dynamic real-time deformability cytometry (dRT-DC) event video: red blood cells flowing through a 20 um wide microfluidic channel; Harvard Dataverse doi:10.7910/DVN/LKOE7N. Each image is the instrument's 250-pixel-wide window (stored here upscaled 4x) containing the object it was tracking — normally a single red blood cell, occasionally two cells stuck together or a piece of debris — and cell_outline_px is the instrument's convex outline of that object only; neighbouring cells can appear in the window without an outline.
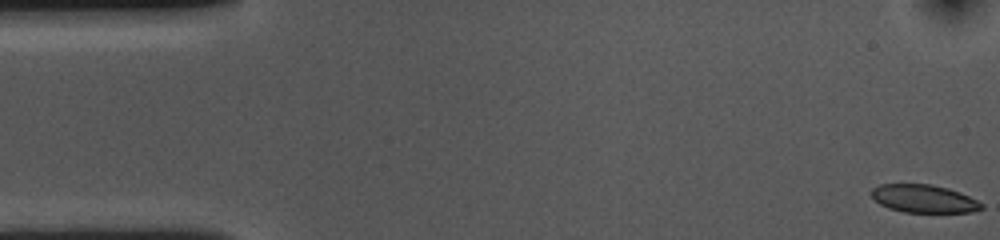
{"species": "common noctule bat (a hibernating species)", "species_latin": "Nyctalus noctula", "temperature_condition": "cold", "stored_images_in_passage": 55, "camera_frame_rate_fps": 3000, "um_per_image_px": 0.085, "animal": {"sex": "female", "body_mass_g": 10.0, "forearm_length_mm": 53.1}, "frame": {"image": 1, "passage_image": 1, "time_ms": 0.0, "image_size_px": [1000, 240], "cell_outline_px": [[984, 208], [972, 212], [904, 212], [888, 208], [880, 204], [872, 196], [872, 188], [880, 184], [932, 184], [948, 188], [960, 192], [984, 204]], "centroid_in_image_um": [78.54, 16.89], "position_along_channel_um": 6.5, "area_um2": 17.92}}
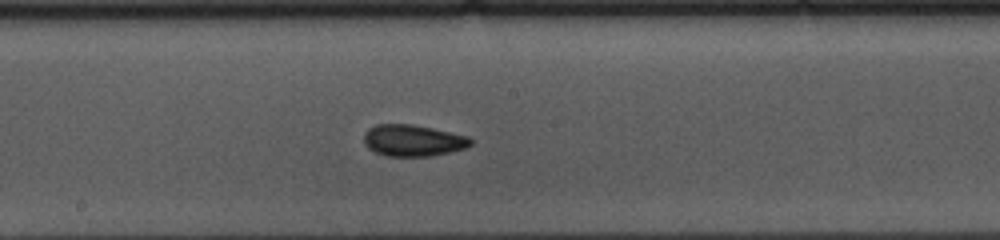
{"frame": {"image": 2, "passage_image": 28, "time_ms": 9.0, "image_size_px": [1000, 240], "cell_outline_px": [[472, 144], [464, 148], [432, 156], [388, 156], [376, 152], [368, 148], [364, 144], [364, 132], [368, 128], [376, 124], [412, 124], [432, 128], [468, 136], [472, 140]], "centroid_in_image_um": [35.07, 11.93], "position_along_channel_um": 213.1, "area_um2": 19.59}}
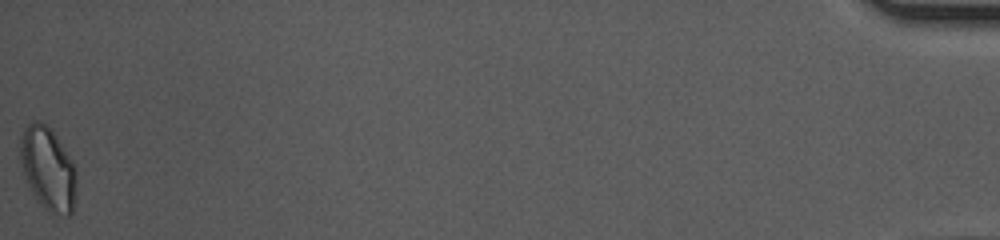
{"frame": {"image": 3, "passage_image": 55, "time_ms": 18.0, "image_size_px": [1000, 240], "cell_outline_px": [[76, 192], [72, 212], [68, 216], [52, 216], [36, 200], [28, 184], [20, 160], [20, 140], [24, 128], [28, 124], [36, 120], [40, 120], [48, 124], [52, 128], [72, 160], [76, 168]], "centroid_in_image_um": [4.1, 14.35], "position_along_channel_um": 431.1, "area_um2": 27.8}, "authors_computed_cell_mechanics": {"area_um2": 19.3052, "velocity_mm_per_s": 3.5945, "shape_relaxation_time_tau1_ms": 11.209, "shape_relaxation_time_tau2_ms": 3.9428, "deformation_change_tau1": 0.1764, "deformation_change_tau2": 0.0857}}